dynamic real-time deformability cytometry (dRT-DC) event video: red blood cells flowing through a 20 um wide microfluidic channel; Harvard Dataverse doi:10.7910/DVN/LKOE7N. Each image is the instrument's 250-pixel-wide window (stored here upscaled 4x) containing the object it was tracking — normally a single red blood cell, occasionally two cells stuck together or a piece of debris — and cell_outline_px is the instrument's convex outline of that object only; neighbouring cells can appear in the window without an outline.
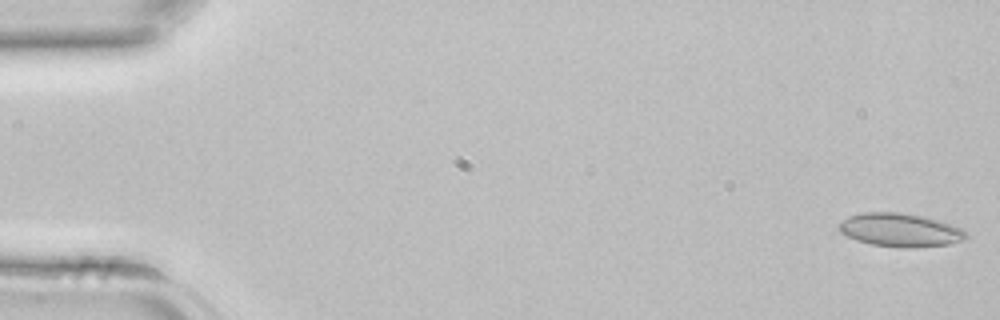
{"species": "common noctule bat (a hibernating species)", "species_latin": "Nyctalus noctula", "temperature_condition": "room temperature", "stored_images_in_passage": 42, "camera_frame_rate_fps": 3000, "um_per_image_px": 0.085, "animal": {"sex": "female", "body_mass_g": 22.7, "forearm_length_mm": 54.2}, "frame": {"image": 1, "passage_image": 1, "time_ms": 0.0, "image_size_px": [1000, 320], "cell_outline_px": [[968, 236], [964, 240], [948, 244], [916, 248], [900, 248], [872, 244], [856, 240], [840, 232], [836, 228], [836, 224], [840, 220], [848, 216], [864, 212], [900, 212], [924, 216], [940, 220], [952, 224], [960, 228]], "centroid_in_image_um": [76.47, 19.54], "position_along_channel_um": 8.5, "area_um2": 25.14}}
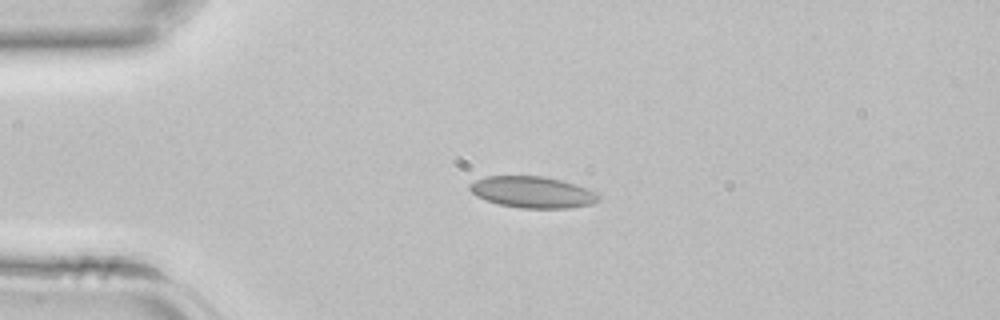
{"frame": {"image": 2, "passage_image": 10, "time_ms": 3.0, "image_size_px": [1000, 320], "cell_outline_px": [[600, 200], [592, 204], [568, 208], [520, 208], [500, 204], [476, 196], [468, 188], [468, 184], [484, 176], [544, 176], [576, 184], [600, 192]], "centroid_in_image_um": [45.31, 16.33], "position_along_channel_um": 39.7, "area_um2": 23.76}}